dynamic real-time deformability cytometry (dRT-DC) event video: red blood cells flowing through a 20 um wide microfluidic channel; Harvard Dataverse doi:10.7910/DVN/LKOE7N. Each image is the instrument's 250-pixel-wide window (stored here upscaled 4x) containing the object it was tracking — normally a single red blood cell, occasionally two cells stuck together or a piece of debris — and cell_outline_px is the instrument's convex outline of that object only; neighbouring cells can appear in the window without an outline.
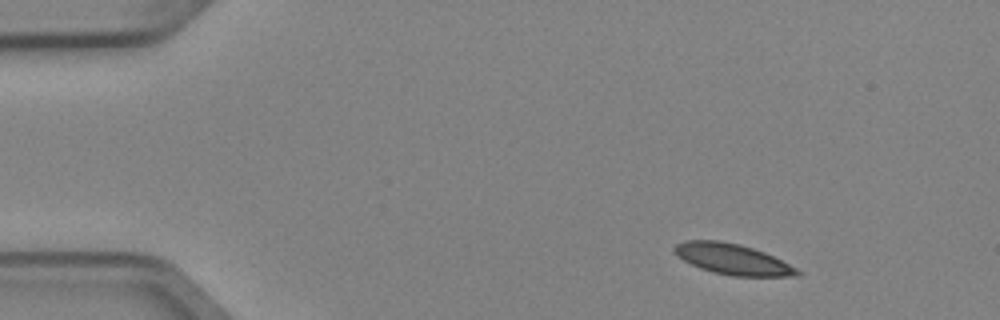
{"species": "Egyptian fruit bat (a non-hibernating species)", "species_latin": "Rousettus aegyptiacus", "temperature_condition": "cold", "stored_images_in_passage": 5, "camera_frame_rate_fps": 3000, "um_per_image_px": 0.085, "animal": {"sex": "female"}, "frame": {"image": 1, "passage_image": 1, "time_ms": 0.0, "image_size_px": [1000, 320], "cell_outline_px": [[804, 272], [800, 276], [732, 276], [712, 272], [700, 268], [684, 260], [672, 252], [672, 248], [676, 244], [684, 240], [720, 240], [740, 244], [764, 252]], "centroid_in_image_um": [62.24, 22.02], "position_along_channel_um": 22.8, "area_um2": 22.02}}
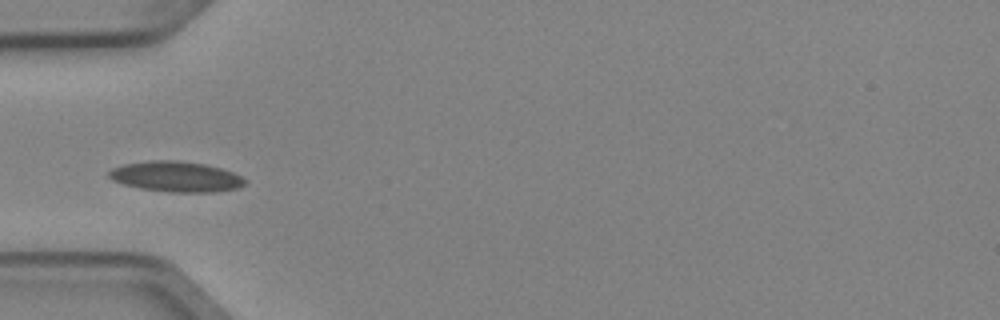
{"frame": {"image": 2, "passage_image": 4, "time_ms": 1.0, "image_size_px": [1000, 320], "cell_outline_px": [[244, 184], [236, 188], [212, 192], [168, 192], [140, 188], [124, 184], [112, 180], [108, 176], [108, 172], [112, 168], [124, 164], [148, 160], [176, 160], [204, 164], [220, 168], [232, 172], [240, 176], [244, 180]], "centroid_in_image_um": [14.9, 15.0], "position_along_channel_um": 70.1, "area_um2": 23.93}}
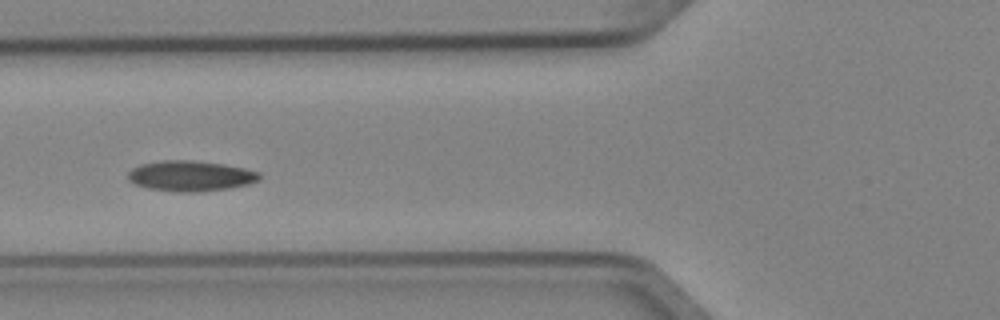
{"frame": {"image": 3, "passage_image": 5, "time_ms": 1.333, "image_size_px": [1000, 320], "cell_outline_px": [[260, 180], [248, 184], [228, 188], [200, 192], [176, 192], [148, 188], [136, 184], [128, 180], [128, 172], [132, 168], [140, 164], [160, 160], [192, 160], [224, 164], [244, 168], [260, 172]], "centroid_in_image_um": [16.19, 14.95], "position_along_channel_um": 109.6, "area_um2": 23.47}}